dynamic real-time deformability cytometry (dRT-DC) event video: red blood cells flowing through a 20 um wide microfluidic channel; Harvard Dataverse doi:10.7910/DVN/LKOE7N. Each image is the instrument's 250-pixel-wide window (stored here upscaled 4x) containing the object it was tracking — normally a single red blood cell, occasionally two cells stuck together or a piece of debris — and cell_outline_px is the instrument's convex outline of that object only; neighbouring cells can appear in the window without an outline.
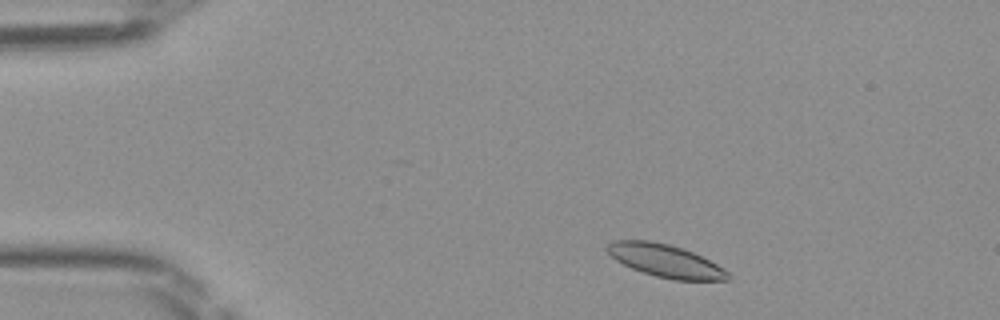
{"species": "Egyptian fruit bat (a non-hibernating species)", "species_latin": "Rousettus aegyptiacus", "temperature_condition": "room temperature", "stored_images_in_passage": 44, "camera_frame_rate_fps": 3000, "um_per_image_px": 0.085, "frame": {"image": 1, "passage_image": 4, "time_ms": 1.0, "image_size_px": [1000, 320], "cell_outline_px": [[728, 280], [672, 280], [656, 276], [632, 268], [616, 260], [604, 248], [612, 240], [648, 240], [668, 244], [692, 252], [724, 268], [728, 272]], "centroid_in_image_um": [56.53, 22.16], "position_along_channel_um": 28.5, "area_um2": 22.72}}
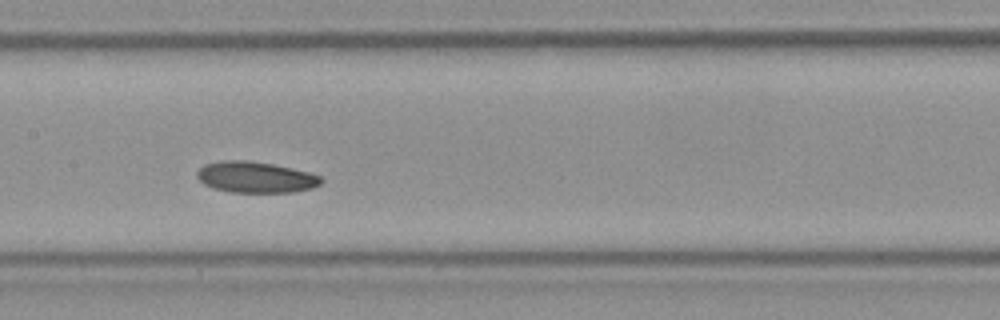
{"frame": {"image": 2, "passage_image": 20, "time_ms": 6.333, "image_size_px": [1000, 320], "cell_outline_px": [[324, 180], [320, 184], [312, 188], [292, 192], [228, 192], [212, 188], [204, 184], [196, 176], [196, 172], [204, 164], [220, 160], [248, 160], [272, 164], [292, 168], [308, 172], [320, 176]], "centroid_in_image_um": [21.7, 15.06], "position_along_channel_um": 185.7, "area_um2": 22.6}}
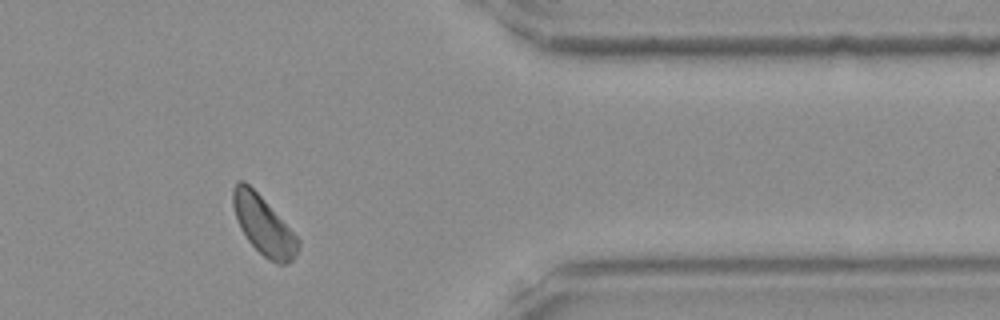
{"frame": {"image": 3, "passage_image": 36, "time_ms": 11.667, "image_size_px": [1000, 320], "cell_outline_px": [[300, 248], [292, 260], [288, 264], [276, 264], [268, 260], [248, 240], [240, 228], [232, 204], [232, 188], [236, 180], [244, 180], [264, 200], [300, 240]], "centroid_in_image_um": [22.39, 19.16], "position_along_channel_um": 389.0, "area_um2": 22.02}}